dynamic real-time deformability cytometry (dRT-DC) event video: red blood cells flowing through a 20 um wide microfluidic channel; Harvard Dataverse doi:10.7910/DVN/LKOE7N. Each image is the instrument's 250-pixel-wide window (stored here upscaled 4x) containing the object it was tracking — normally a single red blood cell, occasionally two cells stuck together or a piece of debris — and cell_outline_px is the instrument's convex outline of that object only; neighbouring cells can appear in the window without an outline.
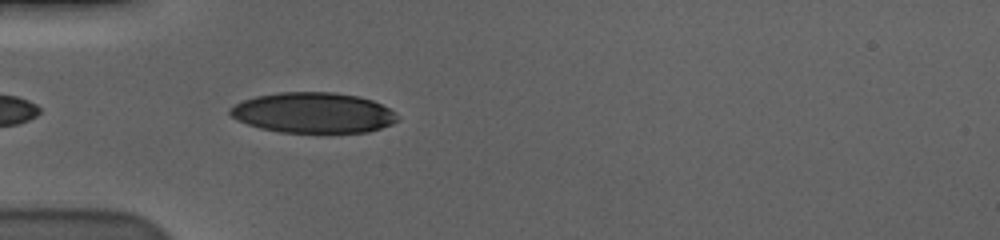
{"species": "human", "species_latin": "Homo sapiens", "temperature_condition": "cold", "stored_images_in_passage": 6, "camera_frame_rate_fps": 3000, "um_per_image_px": 0.085, "donor": {"sex": "male"}, "frame": {"image": 1, "passage_image": 2, "time_ms": 0.333, "image_size_px": [1000, 240], "cell_outline_px": [[400, 120], [392, 124], [368, 132], [280, 132], [260, 128], [236, 120], [228, 112], [228, 108], [244, 100], [256, 96], [276, 92], [336, 92], [360, 96], [372, 100], [396, 112]], "centroid_in_image_um": [26.63, 9.58], "position_along_channel_um": 58.4, "area_um2": 39.65}}